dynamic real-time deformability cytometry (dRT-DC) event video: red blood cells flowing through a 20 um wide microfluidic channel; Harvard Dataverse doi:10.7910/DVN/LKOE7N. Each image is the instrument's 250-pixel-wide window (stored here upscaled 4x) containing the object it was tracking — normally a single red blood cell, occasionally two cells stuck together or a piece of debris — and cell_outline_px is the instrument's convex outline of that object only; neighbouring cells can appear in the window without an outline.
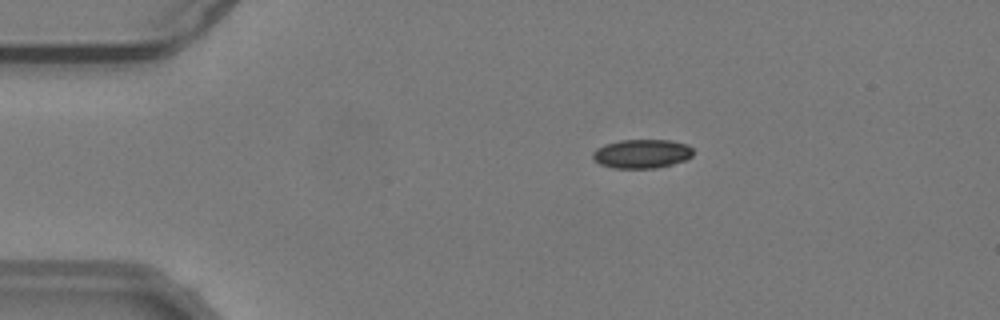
{"species": "common noctule bat (a hibernating species)", "species_latin": "Nyctalus noctula", "temperature_condition": "warm", "stored_images_in_passage": 55, "camera_frame_rate_fps": 3000, "um_per_image_px": 0.085, "animal": {"sex": "male", "body_mass_g": 19.2, "forearm_length_mm": 51.8}, "frame": {"image": 1, "passage_image": 11, "time_ms": 3.333, "image_size_px": [1000, 320], "cell_outline_px": [[692, 156], [684, 160], [672, 164], [656, 168], [612, 168], [600, 164], [592, 156], [592, 152], [596, 148], [604, 144], [620, 140], [672, 140], [688, 144], [692, 148]], "centroid_in_image_um": [54.55, 13.06], "position_along_channel_um": 30.5, "area_um2": 16.99}}
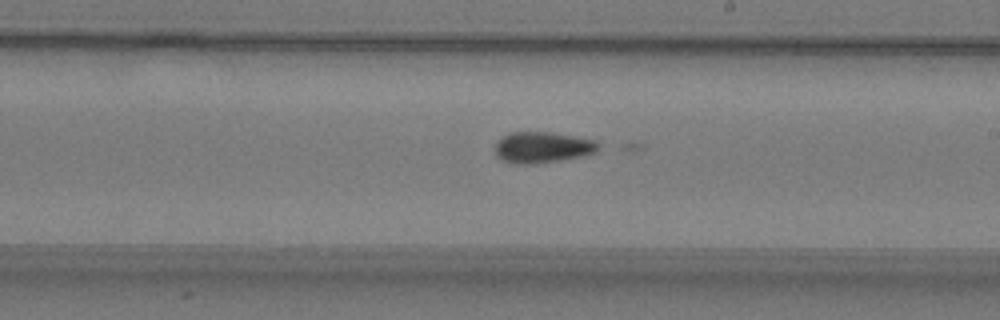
{"frame": {"image": 2, "passage_image": 32, "time_ms": 10.333, "image_size_px": [1000, 320], "cell_outline_px": [[600, 148], [596, 152], [584, 156], [560, 160], [532, 164], [512, 164], [500, 160], [496, 156], [496, 144], [508, 132], [552, 132], [596, 140], [600, 144]], "centroid_in_image_um": [46.13, 12.53], "position_along_channel_um": 242.9, "area_um2": 18.9}}
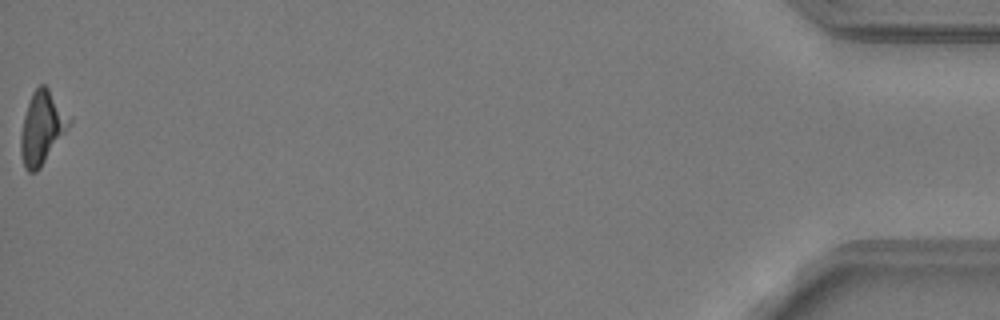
{"frame": {"image": 3, "passage_image": 55, "time_ms": 18.0, "image_size_px": [1000, 320], "cell_outline_px": [[72, 120], [68, 128], [40, 168], [36, 172], [28, 172], [24, 168], [20, 156], [20, 132], [24, 116], [32, 92], [40, 84], [44, 84], [48, 88], [72, 116]], "centroid_in_image_um": [3.57, 10.86], "position_along_channel_um": 431.6, "area_um2": 20.69}}